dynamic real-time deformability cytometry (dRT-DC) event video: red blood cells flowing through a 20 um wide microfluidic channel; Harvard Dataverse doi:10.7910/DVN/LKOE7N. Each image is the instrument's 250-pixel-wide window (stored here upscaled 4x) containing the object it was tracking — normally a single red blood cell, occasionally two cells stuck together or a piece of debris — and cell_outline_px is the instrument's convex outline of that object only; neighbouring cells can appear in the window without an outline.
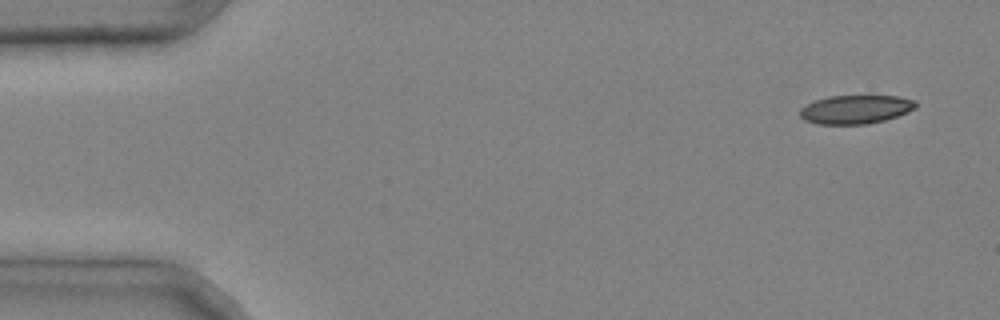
{"species": "common noctule bat (a hibernating species)", "species_latin": "Nyctalus noctula", "temperature_condition": "cold", "stored_images_in_passage": 3, "camera_frame_rate_fps": 3000, "um_per_image_px": 0.085, "animal": {"sex": "male", "body_mass_g": 20.4}, "frame": {"image": 1, "passage_image": 1, "time_ms": 0.0, "image_size_px": [1000, 320], "cell_outline_px": [[916, 108], [908, 112], [884, 120], [864, 124], [816, 124], [804, 120], [800, 116], [800, 108], [816, 100], [828, 96], [896, 96], [916, 100]], "centroid_in_image_um": [72.72, 9.3], "position_along_channel_um": 12.3, "area_um2": 19.25}}